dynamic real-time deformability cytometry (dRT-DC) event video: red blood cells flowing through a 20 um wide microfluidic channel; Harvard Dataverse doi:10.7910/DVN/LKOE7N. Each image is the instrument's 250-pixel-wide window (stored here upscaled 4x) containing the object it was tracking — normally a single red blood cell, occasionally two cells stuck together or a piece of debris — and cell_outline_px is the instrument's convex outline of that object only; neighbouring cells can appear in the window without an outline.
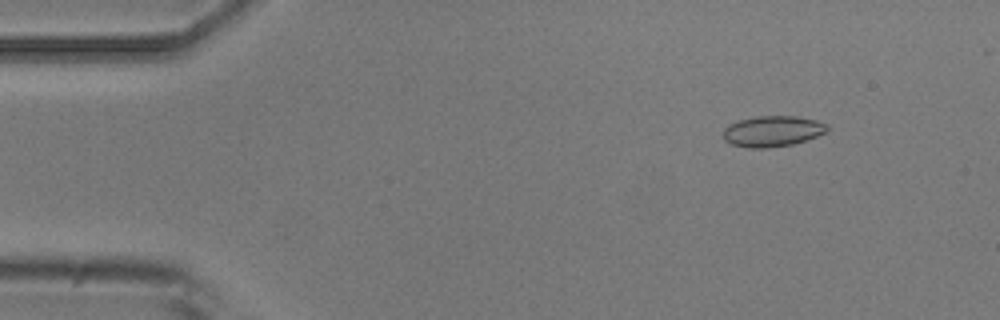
{"species": "common noctule bat (a hibernating species)", "species_latin": "Nyctalus noctula", "temperature_condition": "room temperature", "stored_images_in_passage": 10, "camera_frame_rate_fps": 3000, "um_per_image_px": 0.085, "animal": {"sex": "male", "body_mass_g": 20.5, "forearm_length_mm": 52.5}, "frame": {"image": 1, "passage_image": 1, "time_ms": 0.0, "image_size_px": [1000, 320], "cell_outline_px": [[828, 128], [824, 132], [816, 136], [792, 144], [768, 148], [748, 148], [732, 144], [724, 140], [724, 128], [728, 124], [740, 120], [756, 116], [796, 116], [816, 120], [828, 124]], "centroid_in_image_um": [65.64, 11.15], "position_along_channel_um": 19.4, "area_um2": 18.55}}
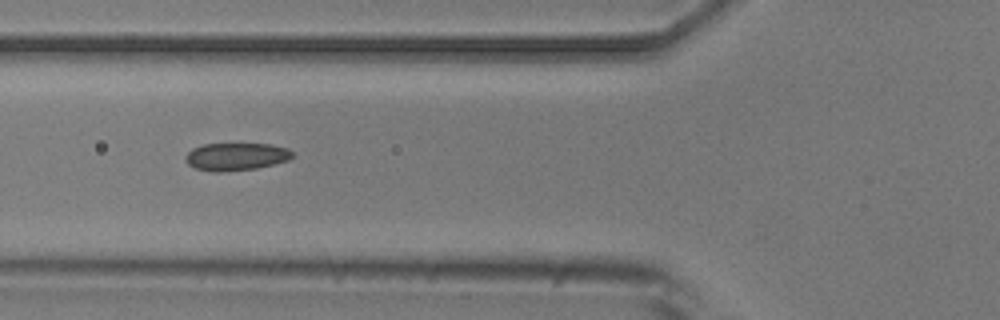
{"frame": {"image": 2, "passage_image": 5, "time_ms": 4.667, "image_size_px": [1000, 320], "cell_outline_px": [[292, 156], [288, 160], [256, 168], [220, 172], [212, 172], [196, 168], [188, 164], [184, 160], [184, 156], [192, 148], [200, 144], [272, 144], [288, 148], [292, 152]], "centroid_in_image_um": [20.02, 13.3], "position_along_channel_um": 105.8, "area_um2": 17.22}}
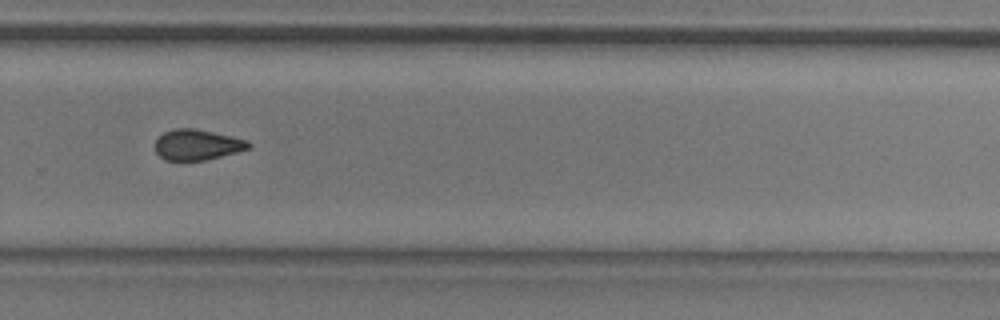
{"frame": {"image": 3, "passage_image": 10, "time_ms": 10.333, "image_size_px": [1000, 320], "cell_outline_px": [[252, 144], [248, 148], [236, 152], [204, 160], [164, 160], [152, 148], [152, 144], [164, 132], [176, 128], [192, 128], [212, 132], [248, 140]], "centroid_in_image_um": [16.7, 12.3], "position_along_channel_um": 313.1, "area_um2": 16.59}}